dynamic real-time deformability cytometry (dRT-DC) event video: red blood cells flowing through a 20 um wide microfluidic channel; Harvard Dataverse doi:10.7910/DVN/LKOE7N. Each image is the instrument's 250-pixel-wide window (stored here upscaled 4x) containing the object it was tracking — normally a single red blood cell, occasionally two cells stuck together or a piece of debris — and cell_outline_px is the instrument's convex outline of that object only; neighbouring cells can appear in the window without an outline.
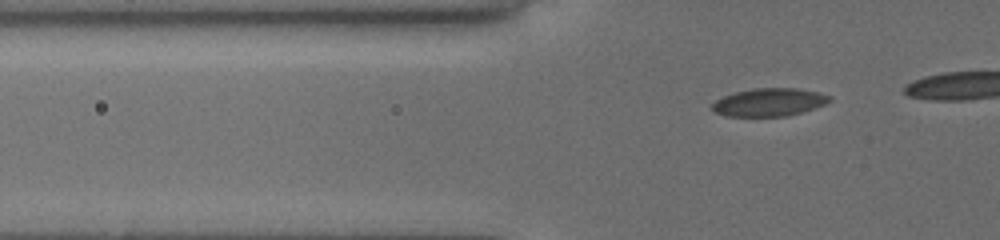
{"species": "common noctule bat (a hibernating species)", "species_latin": "Nyctalus noctula", "temperature_condition": "cold", "stored_images_in_passage": 34, "camera_frame_rate_fps": 3000, "um_per_image_px": 0.085, "animal": {"sex": "female", "body_mass_g": 19.5, "forearm_length_mm": 54.1}, "frame": {"image": 1, "passage_image": 6, "time_ms": 1.0, "image_size_px": [1000, 240], "cell_outline_px": [[832, 100], [824, 104], [800, 112], [784, 116], [728, 116], [716, 112], [712, 108], [712, 104], [716, 100], [724, 96], [736, 92], [752, 88], [796, 88], [816, 92], [832, 96]], "centroid_in_image_um": [65.37, 8.68], "position_along_channel_um": 60.4, "area_um2": 18.79}}
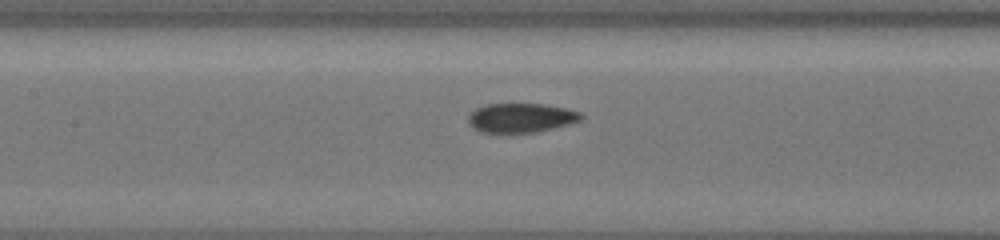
{"frame": {"image": 2, "passage_image": 22, "time_ms": 4.0, "image_size_px": [1000, 240], "cell_outline_px": [[584, 116], [580, 120], [568, 124], [536, 132], [480, 132], [468, 120], [468, 116], [476, 108], [488, 104], [544, 104], [568, 108], [580, 112]], "centroid_in_image_um": [44.33, 10.0], "position_along_channel_um": 163.1, "area_um2": 18.96}}
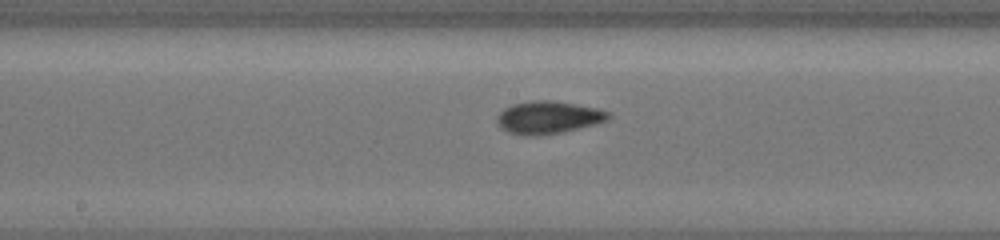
{"frame": {"image": 3, "passage_image": 29, "time_ms": 5.0, "image_size_px": [1000, 240], "cell_outline_px": [[612, 116], [604, 120], [592, 124], [560, 132], [532, 136], [508, 132], [496, 120], [496, 116], [504, 108], [512, 104], [532, 100], [552, 100], [596, 108], [608, 112]], "centroid_in_image_um": [46.55, 9.96], "position_along_channel_um": 201.6, "area_um2": 20.58}}